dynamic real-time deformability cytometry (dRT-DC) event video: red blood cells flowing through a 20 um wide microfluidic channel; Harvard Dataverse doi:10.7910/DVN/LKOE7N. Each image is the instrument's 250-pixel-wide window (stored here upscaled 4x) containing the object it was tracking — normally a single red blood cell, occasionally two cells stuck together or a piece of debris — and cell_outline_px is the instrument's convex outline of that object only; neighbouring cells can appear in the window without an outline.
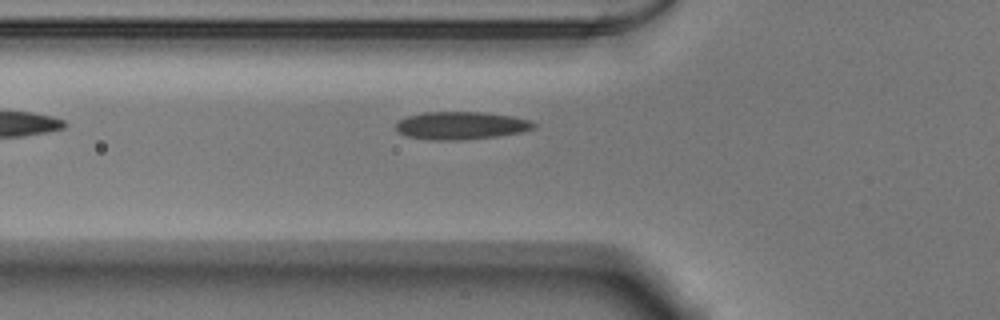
{"species": "Egyptian fruit bat (a non-hibernating species)", "species_latin": "Rousettus aegyptiacus", "temperature_condition": "warm", "stored_images_in_passage": 22, "camera_frame_rate_fps": 3000, "um_per_image_px": 0.085, "animal": {"sex": "male"}, "frame": {"image": 1, "passage_image": 2, "time_ms": 0.333, "image_size_px": [1000, 320], "cell_outline_px": [[536, 128], [524, 132], [496, 136], [460, 140], [432, 140], [404, 136], [396, 128], [396, 124], [400, 120], [408, 116], [424, 112], [480, 112], [512, 116], [528, 120], [536, 124]], "centroid_in_image_um": [39.2, 10.67], "position_along_channel_um": 86.6, "area_um2": 22.25}}
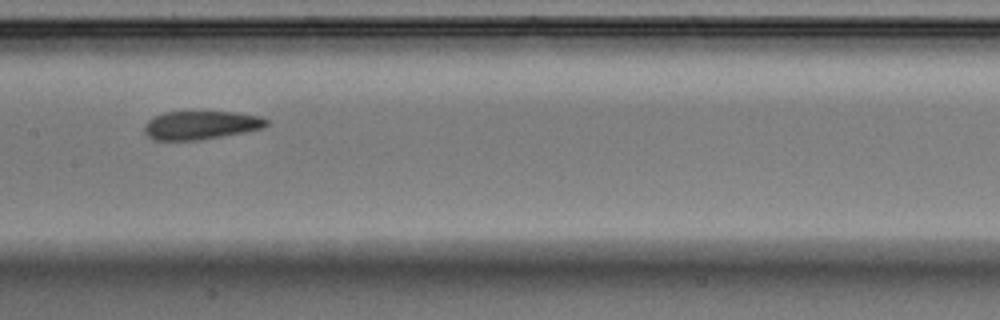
{"frame": {"image": 2, "passage_image": 10, "time_ms": 3.0, "image_size_px": [1000, 320], "cell_outline_px": [[268, 124], [264, 128], [244, 132], [196, 140], [156, 140], [148, 136], [144, 132], [144, 124], [152, 116], [164, 112], [236, 112], [260, 116], [268, 120]], "centroid_in_image_um": [17.05, 10.63], "position_along_channel_um": 190.3, "area_um2": 20.23}}
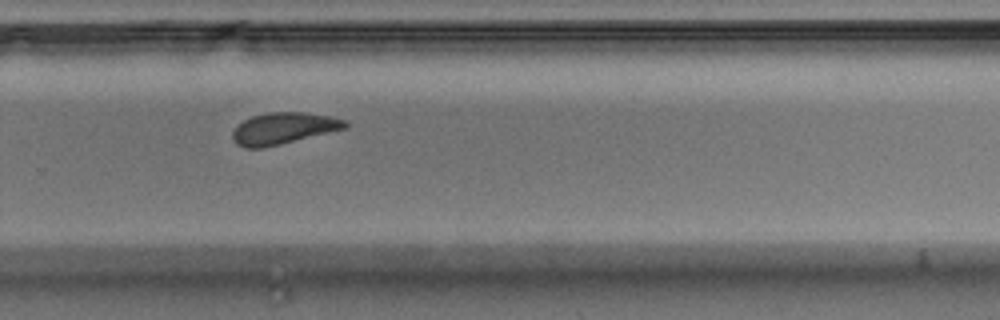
{"frame": {"image": 3, "passage_image": 19, "time_ms": 6.0, "image_size_px": [1000, 320], "cell_outline_px": [[348, 128], [280, 144], [260, 148], [244, 148], [236, 144], [232, 140], [232, 132], [236, 124], [252, 116], [268, 112], [304, 112], [332, 116], [344, 120], [348, 124]], "centroid_in_image_um": [24.07, 10.91], "position_along_channel_um": 305.7, "area_um2": 20.87}}